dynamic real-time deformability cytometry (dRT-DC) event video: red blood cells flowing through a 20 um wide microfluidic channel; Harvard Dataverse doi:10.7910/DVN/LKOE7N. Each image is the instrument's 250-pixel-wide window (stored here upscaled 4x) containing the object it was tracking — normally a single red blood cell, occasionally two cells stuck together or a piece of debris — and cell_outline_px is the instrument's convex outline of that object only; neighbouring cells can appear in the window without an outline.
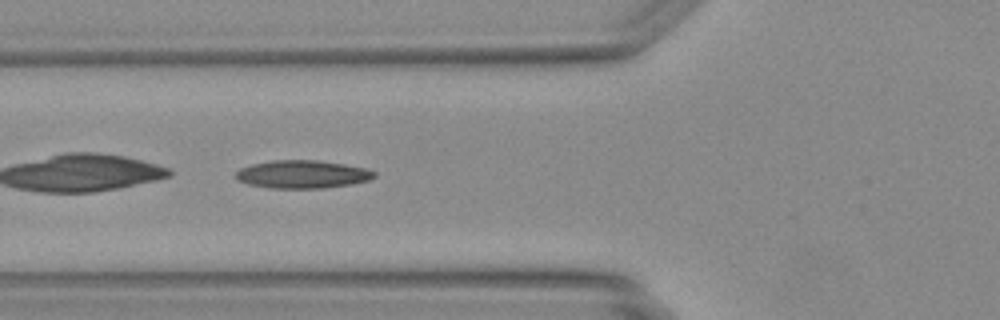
{"species": "Egyptian fruit bat (a non-hibernating species)", "species_latin": "Rousettus aegyptiacus", "temperature_condition": "warm", "stored_images_in_passage": 30, "camera_frame_rate_fps": 3000, "um_per_image_px": 0.085, "animal": {"sex": "female"}, "frame": {"image": 1, "passage_image": 5, "time_ms": 1.333, "image_size_px": [1000, 320], "cell_outline_px": [[376, 176], [368, 180], [352, 184], [320, 188], [272, 188], [248, 184], [236, 180], [236, 172], [240, 168], [252, 164], [272, 160], [316, 160], [344, 164], [364, 168], [376, 172]], "centroid_in_image_um": [25.68, 14.81], "position_along_channel_um": 100.1, "area_um2": 22.48}}